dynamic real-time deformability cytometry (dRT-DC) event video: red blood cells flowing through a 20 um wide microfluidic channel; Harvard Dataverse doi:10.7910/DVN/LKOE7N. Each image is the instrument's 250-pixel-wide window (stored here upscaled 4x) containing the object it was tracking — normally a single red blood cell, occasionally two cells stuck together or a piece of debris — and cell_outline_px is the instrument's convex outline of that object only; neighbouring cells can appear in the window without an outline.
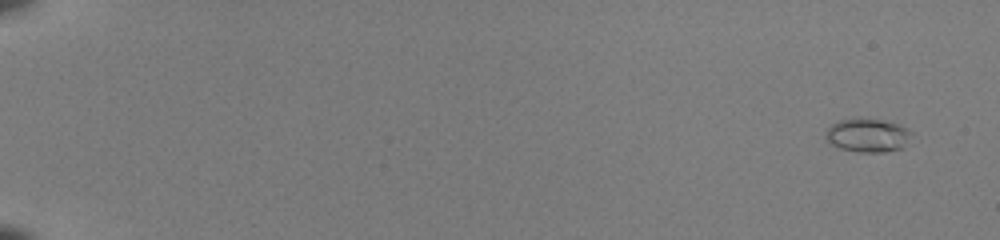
{"species": "common noctule bat (a hibernating species)", "species_latin": "Nyctalus noctula", "temperature_condition": "room temperature", "stored_images_in_passage": 52, "camera_frame_rate_fps": 3000, "um_per_image_px": 0.085, "animal": {"sex": "female", "body_mass_g": 22.0, "forearm_length_mm": 56.7}, "frame": {"image": 1, "passage_image": 1, "time_ms": 0.0, "image_size_px": [1000, 240], "cell_outline_px": [[912, 132], [904, 148], [884, 152], [860, 152], [840, 148], [832, 144], [824, 136], [828, 128], [832, 124], [840, 120], [880, 120], [896, 124]], "centroid_in_image_um": [73.75, 11.54], "position_along_channel_um": 11.3, "area_um2": 16.24}}
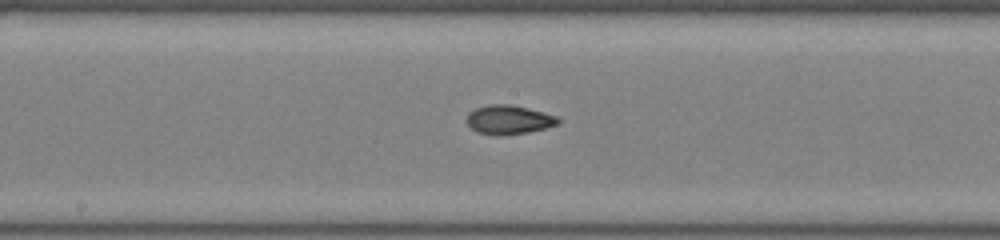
{"frame": {"image": 2, "passage_image": 30, "time_ms": 9.667, "image_size_px": [1000, 240], "cell_outline_px": [[560, 124], [548, 128], [528, 132], [500, 136], [496, 136], [476, 132], [464, 120], [468, 112], [476, 108], [492, 104], [508, 104], [528, 108], [544, 112], [556, 116], [560, 120]], "centroid_in_image_um": [43.24, 10.19], "position_along_channel_um": 205.0, "area_um2": 15.72}}
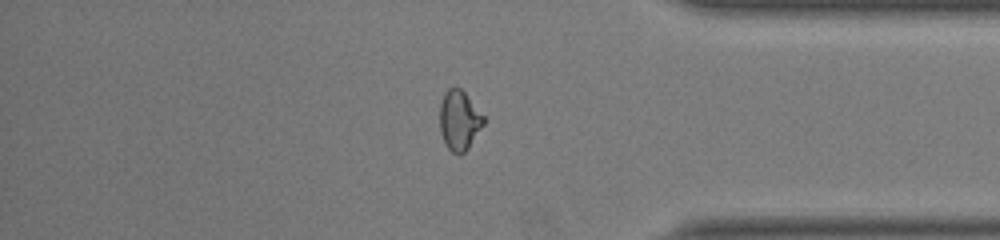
{"frame": {"image": 3, "passage_image": 45, "time_ms": 14.667, "image_size_px": [1000, 240], "cell_outline_px": [[484, 124], [468, 148], [460, 156], [452, 152], [444, 144], [440, 132], [440, 104], [444, 92], [448, 88], [460, 88], [464, 92], [484, 116]], "centroid_in_image_um": [39.02, 10.25], "position_along_channel_um": 396.2, "area_um2": 15.26}, "authors_computed_cell_mechanics": {"area_um2": 15.1725, "velocity_mm_per_s": 4.0258, "shape_relaxation_time_tau1_ms": null, "shape_relaxation_time_tau2_ms": 1.6015, "deformation_change_tau1": null, "deformation_change_tau2": 0.0582}}